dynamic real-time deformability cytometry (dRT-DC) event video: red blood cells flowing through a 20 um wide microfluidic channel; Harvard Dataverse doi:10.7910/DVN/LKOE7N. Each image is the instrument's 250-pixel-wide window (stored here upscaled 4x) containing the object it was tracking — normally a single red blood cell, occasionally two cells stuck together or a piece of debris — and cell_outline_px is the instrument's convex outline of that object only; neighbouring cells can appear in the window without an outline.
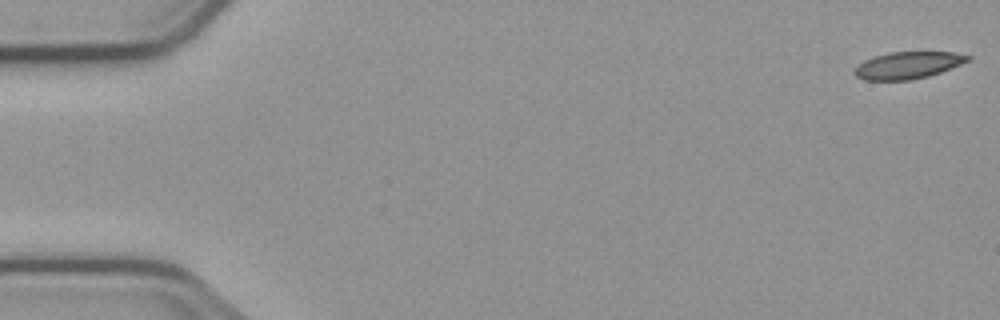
{"species": "common noctule bat (a hibernating species)", "species_latin": "Nyctalus noctula", "temperature_condition": "cold", "stored_images_in_passage": 6, "camera_frame_rate_fps": 3000, "um_per_image_px": 0.085, "animal": {"sex": "male", "body_mass_g": 23.1, "forearm_length_mm": 52.7}, "frame": {"image": 1, "passage_image": 1, "time_ms": 0.0, "image_size_px": [1000, 320], "cell_outline_px": [[972, 56], [968, 60], [960, 64], [940, 72], [928, 76], [908, 80], [864, 80], [856, 76], [852, 72], [864, 60], [888, 52], [952, 52]], "centroid_in_image_um": [77.14, 5.54], "position_along_channel_um": 7.9, "area_um2": 17.57}}
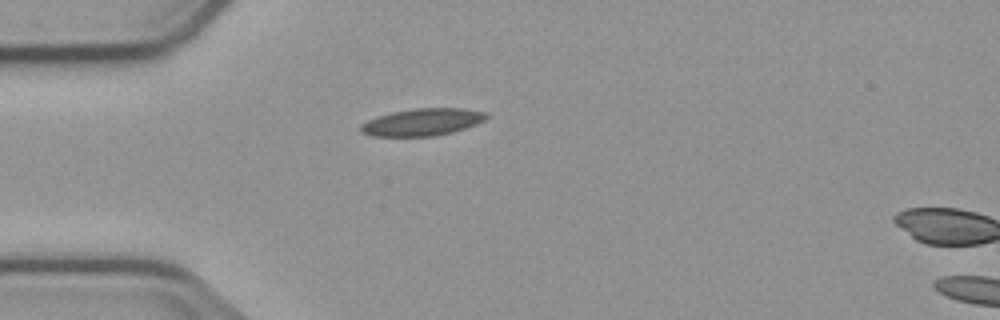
{"frame": {"image": 2, "passage_image": 5, "time_ms": 4.667, "image_size_px": [1000, 320], "cell_outline_px": [[488, 116], [484, 120], [476, 124], [452, 132], [432, 136], [372, 136], [360, 132], [360, 124], [376, 116], [392, 112], [416, 108], [464, 108], [488, 112]], "centroid_in_image_um": [35.89, 10.37], "position_along_channel_um": 49.1, "area_um2": 19.94}}